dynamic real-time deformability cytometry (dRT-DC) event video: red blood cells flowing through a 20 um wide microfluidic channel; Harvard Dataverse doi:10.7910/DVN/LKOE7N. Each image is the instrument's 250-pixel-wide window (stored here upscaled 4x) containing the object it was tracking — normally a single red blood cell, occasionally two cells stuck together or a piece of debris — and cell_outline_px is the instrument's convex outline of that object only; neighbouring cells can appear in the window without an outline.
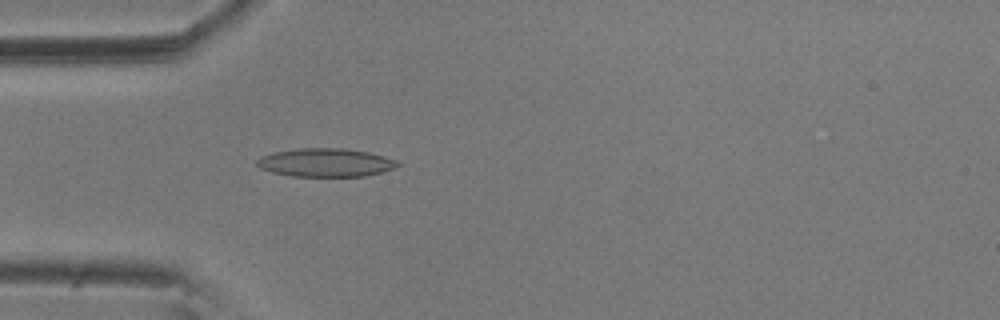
{"species": "common noctule bat (a hibernating species)", "species_latin": "Nyctalus noctula", "temperature_condition": "room temperature", "stored_images_in_passage": 56, "camera_frame_rate_fps": 3000, "um_per_image_px": 0.085, "animal": {"sex": "male", "body_mass_g": 20.5, "forearm_length_mm": 52.5}, "frame": {"image": 1, "passage_image": 16, "time_ms": 5.0, "image_size_px": [1000, 320], "cell_outline_px": [[400, 164], [392, 168], [380, 172], [364, 176], [292, 176], [272, 172], [260, 168], [256, 164], [256, 160], [260, 156], [272, 152], [300, 148], [344, 148], [368, 152], [384, 156], [396, 160]], "centroid_in_image_um": [27.63, 13.81], "position_along_channel_um": 57.4, "area_um2": 23.18}}
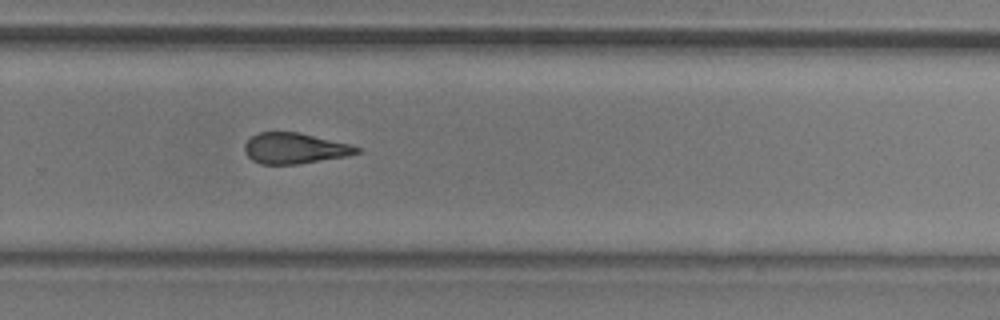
{"frame": {"image": 2, "passage_image": 37, "time_ms": 12.0, "image_size_px": [1000, 320], "cell_outline_px": [[360, 152], [348, 156], [296, 164], [260, 164], [252, 160], [244, 152], [244, 144], [256, 132], [300, 132], [352, 144], [360, 148]], "centroid_in_image_um": [25.05, 12.6], "position_along_channel_um": 304.7, "area_um2": 20.29}}
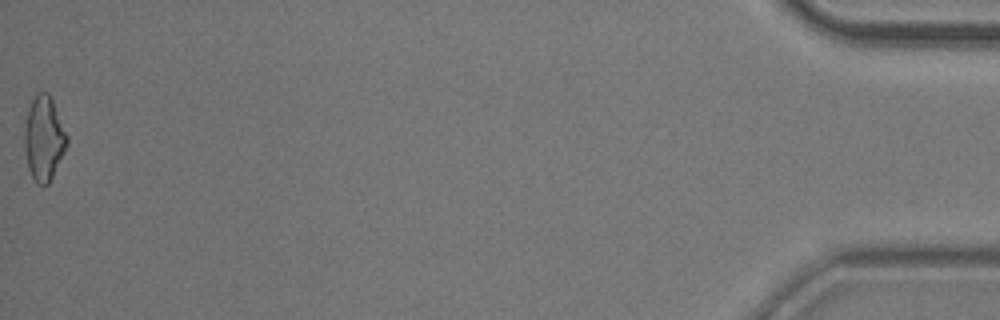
{"frame": {"image": 3, "passage_image": 56, "time_ms": 18.333, "image_size_px": [1000, 320], "cell_outline_px": [[68, 144], [48, 184], [44, 188], [36, 184], [28, 168], [24, 148], [24, 128], [28, 108], [32, 100], [40, 92], [48, 92], [52, 100], [68, 136]], "centroid_in_image_um": [3.72, 11.8], "position_along_channel_um": 431.5, "area_um2": 20.87}, "authors_computed_cell_mechanics": {"area_um2": 21.2126, "velocity_mm_per_s": 3.575, "shape_relaxation_time_tau1_ms": 7.8963, "shape_relaxation_time_tau2_ms": 2.5095, "deformation_change_tau1": 0.2003, "deformation_change_tau2": 0.1179}}